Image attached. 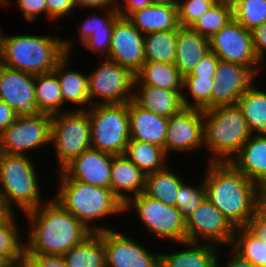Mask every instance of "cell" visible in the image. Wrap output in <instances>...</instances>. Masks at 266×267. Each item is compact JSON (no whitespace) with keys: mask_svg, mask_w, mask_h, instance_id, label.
I'll list each match as a JSON object with an SVG mask.
<instances>
[{"mask_svg":"<svg viewBox=\"0 0 266 267\" xmlns=\"http://www.w3.org/2000/svg\"><path fill=\"white\" fill-rule=\"evenodd\" d=\"M28 255H64L92 232L53 198L23 214Z\"/></svg>","mask_w":266,"mask_h":267,"instance_id":"obj_1","label":"cell"},{"mask_svg":"<svg viewBox=\"0 0 266 267\" xmlns=\"http://www.w3.org/2000/svg\"><path fill=\"white\" fill-rule=\"evenodd\" d=\"M207 199L234 228L244 227L258 210V185L230 162H206Z\"/></svg>","mask_w":266,"mask_h":267,"instance_id":"obj_2","label":"cell"},{"mask_svg":"<svg viewBox=\"0 0 266 267\" xmlns=\"http://www.w3.org/2000/svg\"><path fill=\"white\" fill-rule=\"evenodd\" d=\"M3 35L2 65L33 75L49 73L67 55L75 52L73 40L55 35Z\"/></svg>","mask_w":266,"mask_h":267,"instance_id":"obj_3","label":"cell"},{"mask_svg":"<svg viewBox=\"0 0 266 267\" xmlns=\"http://www.w3.org/2000/svg\"><path fill=\"white\" fill-rule=\"evenodd\" d=\"M57 173L59 185L53 197L55 201L73 214L92 233L114 229L113 226L106 227L99 223L108 216L115 214L114 216L117 217L121 213L124 214L123 203L110 188L93 186L71 179L63 170Z\"/></svg>","mask_w":266,"mask_h":267,"instance_id":"obj_4","label":"cell"},{"mask_svg":"<svg viewBox=\"0 0 266 267\" xmlns=\"http://www.w3.org/2000/svg\"><path fill=\"white\" fill-rule=\"evenodd\" d=\"M207 162H230L251 136L237 104L203 110Z\"/></svg>","mask_w":266,"mask_h":267,"instance_id":"obj_5","label":"cell"},{"mask_svg":"<svg viewBox=\"0 0 266 267\" xmlns=\"http://www.w3.org/2000/svg\"><path fill=\"white\" fill-rule=\"evenodd\" d=\"M32 159L0 152V195L12 213L19 209L24 214L47 201L42 198L41 179Z\"/></svg>","mask_w":266,"mask_h":267,"instance_id":"obj_6","label":"cell"},{"mask_svg":"<svg viewBox=\"0 0 266 267\" xmlns=\"http://www.w3.org/2000/svg\"><path fill=\"white\" fill-rule=\"evenodd\" d=\"M90 119L91 148L125 154L130 140L128 103L97 104L85 110Z\"/></svg>","mask_w":266,"mask_h":267,"instance_id":"obj_7","label":"cell"},{"mask_svg":"<svg viewBox=\"0 0 266 267\" xmlns=\"http://www.w3.org/2000/svg\"><path fill=\"white\" fill-rule=\"evenodd\" d=\"M123 208L124 213H130L133 208L131 213L135 212L146 231L161 241L169 240L178 245L188 241L186 219L177 207L166 205L142 192L130 198Z\"/></svg>","mask_w":266,"mask_h":267,"instance_id":"obj_8","label":"cell"},{"mask_svg":"<svg viewBox=\"0 0 266 267\" xmlns=\"http://www.w3.org/2000/svg\"><path fill=\"white\" fill-rule=\"evenodd\" d=\"M91 128L85 110H66L52 115L51 145L62 170L75 157L91 148Z\"/></svg>","mask_w":266,"mask_h":267,"instance_id":"obj_9","label":"cell"},{"mask_svg":"<svg viewBox=\"0 0 266 267\" xmlns=\"http://www.w3.org/2000/svg\"><path fill=\"white\" fill-rule=\"evenodd\" d=\"M88 74L90 106L122 104L133 100L135 74L107 58Z\"/></svg>","mask_w":266,"mask_h":267,"instance_id":"obj_10","label":"cell"},{"mask_svg":"<svg viewBox=\"0 0 266 267\" xmlns=\"http://www.w3.org/2000/svg\"><path fill=\"white\" fill-rule=\"evenodd\" d=\"M51 124L52 115L46 113L18 116L15 122L0 134V152L29 156L30 150L38 151L45 145L48 148L51 144Z\"/></svg>","mask_w":266,"mask_h":267,"instance_id":"obj_11","label":"cell"},{"mask_svg":"<svg viewBox=\"0 0 266 267\" xmlns=\"http://www.w3.org/2000/svg\"><path fill=\"white\" fill-rule=\"evenodd\" d=\"M209 46L220 60L246 66L258 78L263 67H266L255 53L251 31L234 18L209 38Z\"/></svg>","mask_w":266,"mask_h":267,"instance_id":"obj_12","label":"cell"},{"mask_svg":"<svg viewBox=\"0 0 266 267\" xmlns=\"http://www.w3.org/2000/svg\"><path fill=\"white\" fill-rule=\"evenodd\" d=\"M189 242L231 246L235 228L207 197L186 218Z\"/></svg>","mask_w":266,"mask_h":267,"instance_id":"obj_13","label":"cell"},{"mask_svg":"<svg viewBox=\"0 0 266 267\" xmlns=\"http://www.w3.org/2000/svg\"><path fill=\"white\" fill-rule=\"evenodd\" d=\"M115 229L102 231L106 267H160V253Z\"/></svg>","mask_w":266,"mask_h":267,"instance_id":"obj_14","label":"cell"},{"mask_svg":"<svg viewBox=\"0 0 266 267\" xmlns=\"http://www.w3.org/2000/svg\"><path fill=\"white\" fill-rule=\"evenodd\" d=\"M204 148L203 110L183 108L168 120L164 151L168 157L172 152L190 153Z\"/></svg>","mask_w":266,"mask_h":267,"instance_id":"obj_15","label":"cell"},{"mask_svg":"<svg viewBox=\"0 0 266 267\" xmlns=\"http://www.w3.org/2000/svg\"><path fill=\"white\" fill-rule=\"evenodd\" d=\"M144 37L127 17L120 16L114 24L107 59L136 74L145 63Z\"/></svg>","mask_w":266,"mask_h":267,"instance_id":"obj_16","label":"cell"},{"mask_svg":"<svg viewBox=\"0 0 266 267\" xmlns=\"http://www.w3.org/2000/svg\"><path fill=\"white\" fill-rule=\"evenodd\" d=\"M0 99L17 116H35L37 109L35 75L0 66Z\"/></svg>","mask_w":266,"mask_h":267,"instance_id":"obj_17","label":"cell"},{"mask_svg":"<svg viewBox=\"0 0 266 267\" xmlns=\"http://www.w3.org/2000/svg\"><path fill=\"white\" fill-rule=\"evenodd\" d=\"M256 78L246 66L219 60L213 77L212 108L237 104L238 99L256 82Z\"/></svg>","mask_w":266,"mask_h":267,"instance_id":"obj_18","label":"cell"},{"mask_svg":"<svg viewBox=\"0 0 266 267\" xmlns=\"http://www.w3.org/2000/svg\"><path fill=\"white\" fill-rule=\"evenodd\" d=\"M113 154L90 148L75 157L62 170L74 180L110 188Z\"/></svg>","mask_w":266,"mask_h":267,"instance_id":"obj_19","label":"cell"},{"mask_svg":"<svg viewBox=\"0 0 266 267\" xmlns=\"http://www.w3.org/2000/svg\"><path fill=\"white\" fill-rule=\"evenodd\" d=\"M145 181L146 174L125 154L113 155L110 189L123 205L144 192Z\"/></svg>","mask_w":266,"mask_h":267,"instance_id":"obj_20","label":"cell"},{"mask_svg":"<svg viewBox=\"0 0 266 267\" xmlns=\"http://www.w3.org/2000/svg\"><path fill=\"white\" fill-rule=\"evenodd\" d=\"M130 139L165 146L168 120L138 106L133 100L128 102Z\"/></svg>","mask_w":266,"mask_h":267,"instance_id":"obj_21","label":"cell"},{"mask_svg":"<svg viewBox=\"0 0 266 267\" xmlns=\"http://www.w3.org/2000/svg\"><path fill=\"white\" fill-rule=\"evenodd\" d=\"M133 101L143 109L166 118L178 114L183 108L182 92L142 85L134 79Z\"/></svg>","mask_w":266,"mask_h":267,"instance_id":"obj_22","label":"cell"},{"mask_svg":"<svg viewBox=\"0 0 266 267\" xmlns=\"http://www.w3.org/2000/svg\"><path fill=\"white\" fill-rule=\"evenodd\" d=\"M70 58L72 59V55L67 54L53 70L60 83L63 107L73 104L74 110H86L90 107L88 74L69 69L72 64Z\"/></svg>","mask_w":266,"mask_h":267,"instance_id":"obj_23","label":"cell"},{"mask_svg":"<svg viewBox=\"0 0 266 267\" xmlns=\"http://www.w3.org/2000/svg\"><path fill=\"white\" fill-rule=\"evenodd\" d=\"M185 249L172 253L160 252V267H216L221 246L213 243L184 242Z\"/></svg>","mask_w":266,"mask_h":267,"instance_id":"obj_24","label":"cell"},{"mask_svg":"<svg viewBox=\"0 0 266 267\" xmlns=\"http://www.w3.org/2000/svg\"><path fill=\"white\" fill-rule=\"evenodd\" d=\"M230 163L259 185L266 177V135H251Z\"/></svg>","mask_w":266,"mask_h":267,"instance_id":"obj_25","label":"cell"},{"mask_svg":"<svg viewBox=\"0 0 266 267\" xmlns=\"http://www.w3.org/2000/svg\"><path fill=\"white\" fill-rule=\"evenodd\" d=\"M127 18L144 35L179 27L178 6L151 4L131 12Z\"/></svg>","mask_w":266,"mask_h":267,"instance_id":"obj_26","label":"cell"},{"mask_svg":"<svg viewBox=\"0 0 266 267\" xmlns=\"http://www.w3.org/2000/svg\"><path fill=\"white\" fill-rule=\"evenodd\" d=\"M210 52L209 39L190 28H180L177 37L175 66L184 77Z\"/></svg>","mask_w":266,"mask_h":267,"instance_id":"obj_27","label":"cell"},{"mask_svg":"<svg viewBox=\"0 0 266 267\" xmlns=\"http://www.w3.org/2000/svg\"><path fill=\"white\" fill-rule=\"evenodd\" d=\"M254 82L238 99L251 135H266V89ZM262 88V89H261Z\"/></svg>","mask_w":266,"mask_h":267,"instance_id":"obj_28","label":"cell"},{"mask_svg":"<svg viewBox=\"0 0 266 267\" xmlns=\"http://www.w3.org/2000/svg\"><path fill=\"white\" fill-rule=\"evenodd\" d=\"M10 213L0 221V265H15L16 261L26 252L24 233L20 230L16 219L19 214ZM18 222V223H17ZM24 239V241H23Z\"/></svg>","mask_w":266,"mask_h":267,"instance_id":"obj_29","label":"cell"},{"mask_svg":"<svg viewBox=\"0 0 266 267\" xmlns=\"http://www.w3.org/2000/svg\"><path fill=\"white\" fill-rule=\"evenodd\" d=\"M170 167L167 165L164 169L147 174L144 193L166 205L176 207L179 186L184 179Z\"/></svg>","mask_w":266,"mask_h":267,"instance_id":"obj_30","label":"cell"},{"mask_svg":"<svg viewBox=\"0 0 266 267\" xmlns=\"http://www.w3.org/2000/svg\"><path fill=\"white\" fill-rule=\"evenodd\" d=\"M66 267H106L102 231L92 233L63 255Z\"/></svg>","mask_w":266,"mask_h":267,"instance_id":"obj_31","label":"cell"},{"mask_svg":"<svg viewBox=\"0 0 266 267\" xmlns=\"http://www.w3.org/2000/svg\"><path fill=\"white\" fill-rule=\"evenodd\" d=\"M135 78L142 85L156 86L176 92L183 91V76L175 64L160 62H145Z\"/></svg>","mask_w":266,"mask_h":267,"instance_id":"obj_32","label":"cell"},{"mask_svg":"<svg viewBox=\"0 0 266 267\" xmlns=\"http://www.w3.org/2000/svg\"><path fill=\"white\" fill-rule=\"evenodd\" d=\"M125 155L146 175L164 169L169 157L164 148L141 140L130 139Z\"/></svg>","mask_w":266,"mask_h":267,"instance_id":"obj_33","label":"cell"},{"mask_svg":"<svg viewBox=\"0 0 266 267\" xmlns=\"http://www.w3.org/2000/svg\"><path fill=\"white\" fill-rule=\"evenodd\" d=\"M148 33L144 37L145 62L174 64L176 59L178 30Z\"/></svg>","mask_w":266,"mask_h":267,"instance_id":"obj_34","label":"cell"},{"mask_svg":"<svg viewBox=\"0 0 266 267\" xmlns=\"http://www.w3.org/2000/svg\"><path fill=\"white\" fill-rule=\"evenodd\" d=\"M37 109L40 113L54 115L66 112L57 75L49 73L35 75Z\"/></svg>","mask_w":266,"mask_h":267,"instance_id":"obj_35","label":"cell"},{"mask_svg":"<svg viewBox=\"0 0 266 267\" xmlns=\"http://www.w3.org/2000/svg\"><path fill=\"white\" fill-rule=\"evenodd\" d=\"M213 85V78L183 77L182 103L184 108L211 109Z\"/></svg>","mask_w":266,"mask_h":267,"instance_id":"obj_36","label":"cell"},{"mask_svg":"<svg viewBox=\"0 0 266 267\" xmlns=\"http://www.w3.org/2000/svg\"><path fill=\"white\" fill-rule=\"evenodd\" d=\"M233 18L231 0L217 1L207 12L199 17L190 29L208 39Z\"/></svg>","mask_w":266,"mask_h":267,"instance_id":"obj_37","label":"cell"},{"mask_svg":"<svg viewBox=\"0 0 266 267\" xmlns=\"http://www.w3.org/2000/svg\"><path fill=\"white\" fill-rule=\"evenodd\" d=\"M230 248L256 267H266V244L252 236L244 227L235 228Z\"/></svg>","mask_w":266,"mask_h":267,"instance_id":"obj_38","label":"cell"},{"mask_svg":"<svg viewBox=\"0 0 266 267\" xmlns=\"http://www.w3.org/2000/svg\"><path fill=\"white\" fill-rule=\"evenodd\" d=\"M233 18L245 29H253L266 23V0H231Z\"/></svg>","mask_w":266,"mask_h":267,"instance_id":"obj_39","label":"cell"},{"mask_svg":"<svg viewBox=\"0 0 266 267\" xmlns=\"http://www.w3.org/2000/svg\"><path fill=\"white\" fill-rule=\"evenodd\" d=\"M99 11H101L100 15L97 14ZM96 12L97 13L93 12L90 16L87 15L88 18L86 17V19L83 20L77 30L80 34L78 35V40L80 41L75 40L76 42L83 44L93 32L113 30L115 21L120 17L116 8L97 9Z\"/></svg>","mask_w":266,"mask_h":267,"instance_id":"obj_40","label":"cell"},{"mask_svg":"<svg viewBox=\"0 0 266 267\" xmlns=\"http://www.w3.org/2000/svg\"><path fill=\"white\" fill-rule=\"evenodd\" d=\"M202 181L198 185L185 180L180 184L176 199V207L186 219L206 198V188ZM194 185V186H193Z\"/></svg>","mask_w":266,"mask_h":267,"instance_id":"obj_41","label":"cell"},{"mask_svg":"<svg viewBox=\"0 0 266 267\" xmlns=\"http://www.w3.org/2000/svg\"><path fill=\"white\" fill-rule=\"evenodd\" d=\"M219 0H180L178 23L181 28H190L194 22Z\"/></svg>","mask_w":266,"mask_h":267,"instance_id":"obj_42","label":"cell"},{"mask_svg":"<svg viewBox=\"0 0 266 267\" xmlns=\"http://www.w3.org/2000/svg\"><path fill=\"white\" fill-rule=\"evenodd\" d=\"M113 30L93 32V34L80 46L85 47L86 51L100 56L101 59L108 58L111 46V37Z\"/></svg>","mask_w":266,"mask_h":267,"instance_id":"obj_43","label":"cell"},{"mask_svg":"<svg viewBox=\"0 0 266 267\" xmlns=\"http://www.w3.org/2000/svg\"><path fill=\"white\" fill-rule=\"evenodd\" d=\"M47 8V21L48 19L53 23L57 24V21L62 19L66 20L64 17H69L73 10L76 12V7L73 0H46ZM61 19V20H60Z\"/></svg>","mask_w":266,"mask_h":267,"instance_id":"obj_44","label":"cell"},{"mask_svg":"<svg viewBox=\"0 0 266 267\" xmlns=\"http://www.w3.org/2000/svg\"><path fill=\"white\" fill-rule=\"evenodd\" d=\"M13 2L20 9L19 11L26 21L30 23L35 22L41 15L45 16L46 14L47 18L46 0H15Z\"/></svg>","mask_w":266,"mask_h":267,"instance_id":"obj_45","label":"cell"},{"mask_svg":"<svg viewBox=\"0 0 266 267\" xmlns=\"http://www.w3.org/2000/svg\"><path fill=\"white\" fill-rule=\"evenodd\" d=\"M219 60L220 59L213 52L210 51L200 60V62L195 66L192 72L184 77L204 76L213 78L216 73V68Z\"/></svg>","mask_w":266,"mask_h":267,"instance_id":"obj_46","label":"cell"},{"mask_svg":"<svg viewBox=\"0 0 266 267\" xmlns=\"http://www.w3.org/2000/svg\"><path fill=\"white\" fill-rule=\"evenodd\" d=\"M244 228L255 238L266 244V218L257 210Z\"/></svg>","mask_w":266,"mask_h":267,"instance_id":"obj_47","label":"cell"},{"mask_svg":"<svg viewBox=\"0 0 266 267\" xmlns=\"http://www.w3.org/2000/svg\"><path fill=\"white\" fill-rule=\"evenodd\" d=\"M253 46L258 59L266 63V23L251 31Z\"/></svg>","mask_w":266,"mask_h":267,"instance_id":"obj_48","label":"cell"},{"mask_svg":"<svg viewBox=\"0 0 266 267\" xmlns=\"http://www.w3.org/2000/svg\"><path fill=\"white\" fill-rule=\"evenodd\" d=\"M151 4V0H115V8L122 17H127L131 12Z\"/></svg>","mask_w":266,"mask_h":267,"instance_id":"obj_49","label":"cell"},{"mask_svg":"<svg viewBox=\"0 0 266 267\" xmlns=\"http://www.w3.org/2000/svg\"><path fill=\"white\" fill-rule=\"evenodd\" d=\"M16 112L0 99V134L17 119Z\"/></svg>","mask_w":266,"mask_h":267,"instance_id":"obj_50","label":"cell"},{"mask_svg":"<svg viewBox=\"0 0 266 267\" xmlns=\"http://www.w3.org/2000/svg\"><path fill=\"white\" fill-rule=\"evenodd\" d=\"M76 9H107L115 8V0H73Z\"/></svg>","mask_w":266,"mask_h":267,"instance_id":"obj_51","label":"cell"},{"mask_svg":"<svg viewBox=\"0 0 266 267\" xmlns=\"http://www.w3.org/2000/svg\"><path fill=\"white\" fill-rule=\"evenodd\" d=\"M229 250V258L226 262V260L224 261L225 264L224 266L222 267H256L252 262L248 261V260H245L243 258H241L237 253H235L232 249H227V251ZM222 260V257L218 255V258H217V263H216V267H221V264L220 262L222 261H219V260Z\"/></svg>","mask_w":266,"mask_h":267,"instance_id":"obj_52","label":"cell"},{"mask_svg":"<svg viewBox=\"0 0 266 267\" xmlns=\"http://www.w3.org/2000/svg\"><path fill=\"white\" fill-rule=\"evenodd\" d=\"M41 267H66L63 255H30Z\"/></svg>","mask_w":266,"mask_h":267,"instance_id":"obj_53","label":"cell"},{"mask_svg":"<svg viewBox=\"0 0 266 267\" xmlns=\"http://www.w3.org/2000/svg\"><path fill=\"white\" fill-rule=\"evenodd\" d=\"M17 267H41L40 264L26 252L16 261Z\"/></svg>","mask_w":266,"mask_h":267,"instance_id":"obj_54","label":"cell"},{"mask_svg":"<svg viewBox=\"0 0 266 267\" xmlns=\"http://www.w3.org/2000/svg\"><path fill=\"white\" fill-rule=\"evenodd\" d=\"M11 211L6 207L2 196L0 195V221L4 220Z\"/></svg>","mask_w":266,"mask_h":267,"instance_id":"obj_55","label":"cell"},{"mask_svg":"<svg viewBox=\"0 0 266 267\" xmlns=\"http://www.w3.org/2000/svg\"><path fill=\"white\" fill-rule=\"evenodd\" d=\"M180 0H151L154 5L178 6Z\"/></svg>","mask_w":266,"mask_h":267,"instance_id":"obj_56","label":"cell"},{"mask_svg":"<svg viewBox=\"0 0 266 267\" xmlns=\"http://www.w3.org/2000/svg\"><path fill=\"white\" fill-rule=\"evenodd\" d=\"M258 199H266V177L258 185Z\"/></svg>","mask_w":266,"mask_h":267,"instance_id":"obj_57","label":"cell"},{"mask_svg":"<svg viewBox=\"0 0 266 267\" xmlns=\"http://www.w3.org/2000/svg\"><path fill=\"white\" fill-rule=\"evenodd\" d=\"M258 211L266 218V199H258Z\"/></svg>","mask_w":266,"mask_h":267,"instance_id":"obj_58","label":"cell"},{"mask_svg":"<svg viewBox=\"0 0 266 267\" xmlns=\"http://www.w3.org/2000/svg\"><path fill=\"white\" fill-rule=\"evenodd\" d=\"M1 29L2 28L0 27V66L2 65V30Z\"/></svg>","mask_w":266,"mask_h":267,"instance_id":"obj_59","label":"cell"},{"mask_svg":"<svg viewBox=\"0 0 266 267\" xmlns=\"http://www.w3.org/2000/svg\"><path fill=\"white\" fill-rule=\"evenodd\" d=\"M12 4V0H6L4 7H8L9 5L12 6Z\"/></svg>","mask_w":266,"mask_h":267,"instance_id":"obj_60","label":"cell"},{"mask_svg":"<svg viewBox=\"0 0 266 267\" xmlns=\"http://www.w3.org/2000/svg\"><path fill=\"white\" fill-rule=\"evenodd\" d=\"M5 3H6V0H0V6L1 7H4Z\"/></svg>","mask_w":266,"mask_h":267,"instance_id":"obj_61","label":"cell"},{"mask_svg":"<svg viewBox=\"0 0 266 267\" xmlns=\"http://www.w3.org/2000/svg\"><path fill=\"white\" fill-rule=\"evenodd\" d=\"M1 267H17L16 265H6V266H1Z\"/></svg>","mask_w":266,"mask_h":267,"instance_id":"obj_62","label":"cell"}]
</instances>
